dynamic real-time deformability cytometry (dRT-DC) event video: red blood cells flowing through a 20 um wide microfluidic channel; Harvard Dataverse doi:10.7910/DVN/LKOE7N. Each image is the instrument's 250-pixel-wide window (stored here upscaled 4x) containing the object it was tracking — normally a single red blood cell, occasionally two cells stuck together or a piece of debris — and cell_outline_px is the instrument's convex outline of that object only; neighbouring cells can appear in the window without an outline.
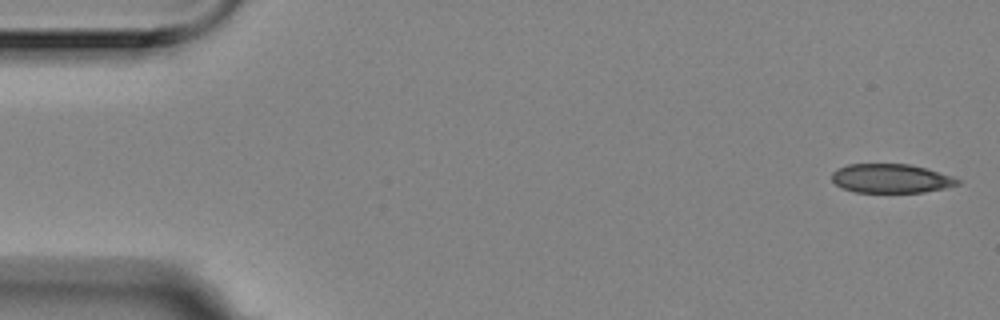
{"species": "Egyptian fruit bat (a non-hibernating species)", "species_latin": "Rousettus aegyptiacus", "temperature_condition": "room temperature", "stored_images_in_passage": 5, "camera_frame_rate_fps": 3000, "um_per_image_px": 0.085, "animal": {"sex": "female"}, "frame": {"image": 1, "passage_image": 1, "time_ms": 0.0, "image_size_px": [1000, 320], "cell_outline_px": [[960, 184], [944, 188], [924, 192], [856, 192], [844, 188], [836, 184], [832, 180], [832, 172], [836, 168], [848, 164], [908, 164], [924, 168], [960, 180]], "centroid_in_image_um": [75.68, 15.17], "position_along_channel_um": 9.3, "area_um2": 20.92}}
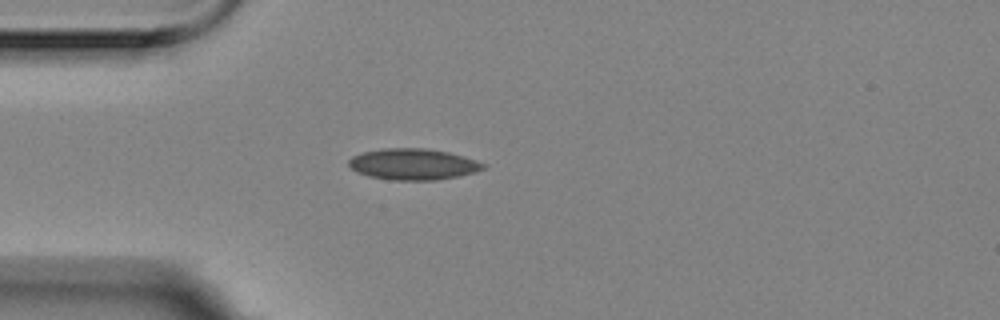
{"frame": {"image": 2, "passage_image": 5, "time_ms": 1.333, "image_size_px": [1000, 320], "cell_outline_px": [[484, 168], [472, 172], [456, 176], [436, 180], [392, 180], [368, 176], [356, 172], [348, 164], [348, 160], [352, 156], [364, 152], [384, 148], [428, 148], [448, 152], [464, 156], [476, 160], [484, 164]], "centroid_in_image_um": [35.07, 13.95], "position_along_channel_um": 49.9, "area_um2": 24.28}}